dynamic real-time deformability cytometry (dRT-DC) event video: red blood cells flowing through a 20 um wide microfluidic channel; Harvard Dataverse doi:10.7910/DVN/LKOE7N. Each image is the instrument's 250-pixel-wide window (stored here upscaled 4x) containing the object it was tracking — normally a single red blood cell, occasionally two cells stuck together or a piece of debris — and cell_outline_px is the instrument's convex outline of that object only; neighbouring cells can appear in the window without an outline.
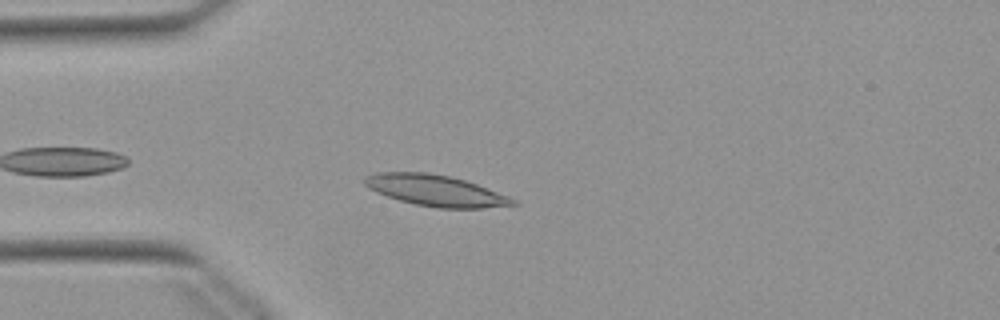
{"species": "Egyptian fruit bat (a non-hibernating species)", "species_latin": "Rousettus aegyptiacus", "temperature_condition": "warm", "stored_images_in_passage": 40, "camera_frame_rate_fps": 3000, "um_per_image_px": 0.085, "animal": {"sex": "female"}, "frame": {"image": 1, "passage_image": 4, "time_ms": 1.0, "image_size_px": [1000, 320], "cell_outline_px": [[520, 204], [484, 208], [436, 208], [416, 204], [400, 200], [376, 192], [368, 188], [364, 184], [364, 176], [376, 172], [428, 172], [448, 176], [464, 180], [476, 184], [508, 196], [516, 200]], "centroid_in_image_um": [37.01, 16.19], "position_along_channel_um": 48.0, "area_um2": 26.76}}
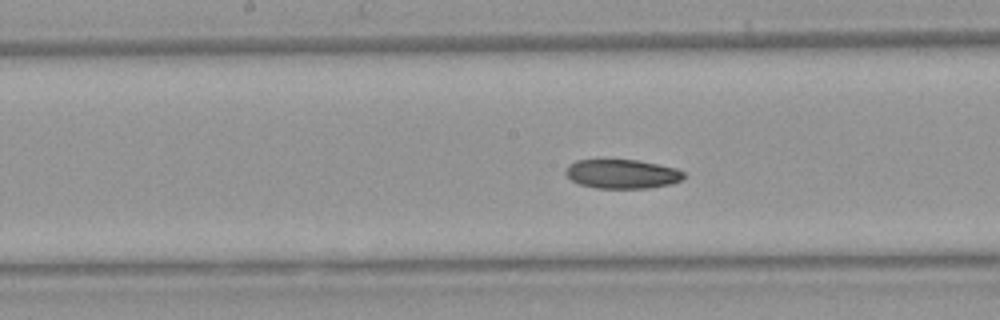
{"frame": {"image": 2, "passage_image": 13, "time_ms": 4.0, "image_size_px": [1000, 320], "cell_outline_px": [[684, 176], [680, 180], [668, 184], [648, 188], [596, 188], [580, 184], [572, 180], [564, 172], [568, 164], [576, 160], [636, 160], [676, 168], [684, 172]], "centroid_in_image_um": [52.84, 14.78], "position_along_channel_um": 195.4, "area_um2": 19.83}}
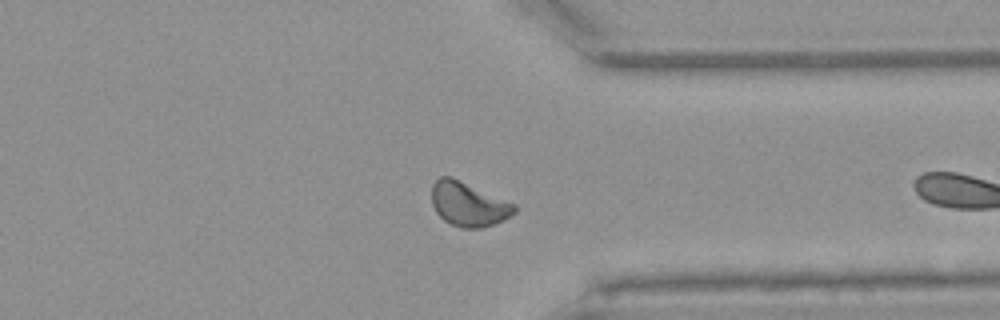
{"frame": {"image": 3, "passage_image": 27, "time_ms": 8.667, "image_size_px": [1000, 320], "cell_outline_px": [[516, 212], [484, 228], [460, 228], [444, 220], [436, 212], [432, 204], [432, 184], [440, 176], [452, 176], [516, 204]], "centroid_in_image_um": [39.79, 17.34], "position_along_channel_um": 371.6, "area_um2": 21.27}, "authors_computed_cell_mechanics": {"area_um2": 20.9814, "velocity_mm_per_s": 3.8416, "shape_relaxation_time_tau1_ms": 11.3299, "shape_relaxation_time_tau2_ms": 6.0022, "deformation_change_tau1": 0.1374, "deformation_change_tau2": 0.0886}}